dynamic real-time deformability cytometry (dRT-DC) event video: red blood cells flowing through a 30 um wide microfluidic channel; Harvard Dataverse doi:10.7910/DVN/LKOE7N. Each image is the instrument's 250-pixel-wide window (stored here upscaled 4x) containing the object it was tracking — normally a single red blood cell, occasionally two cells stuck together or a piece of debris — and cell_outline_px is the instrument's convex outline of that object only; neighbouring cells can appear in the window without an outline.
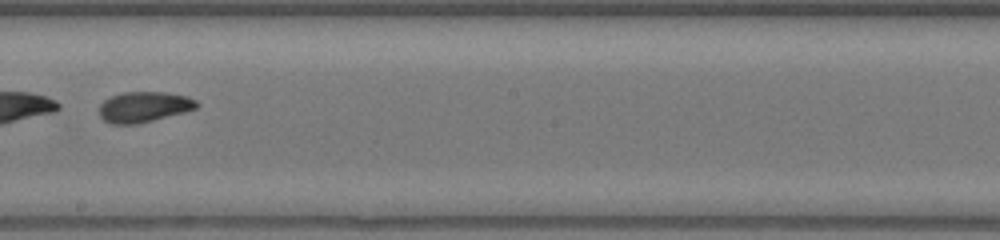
{"species": "common noctule bat (a hibernating species)", "species_latin": "Nyctalus noctula", "temperature_condition": "warm", "stored_images_in_passage": 49, "segment_of_instrument_passage": [2, 2], "camera_frame_rate_fps": 3000, "um_per_image_px": 0.085, "animal": {"sex": "female", "body_mass_g": 17.0, "forearm_length_mm": 48.0}, "frame": {"image": 1, "passage_image": 30, "time_ms": 9.667, "image_size_px": [1000, 240], "cell_outline_px": [[200, 104], [196, 108], [184, 112], [136, 124], [112, 124], [104, 120], [100, 116], [100, 104], [104, 100], [112, 96], [124, 92], [164, 92], [188, 96], [196, 100]], "centroid_in_image_um": [12.24, 9.08], "position_along_channel_um": 236.0, "area_um2": 17.22}}